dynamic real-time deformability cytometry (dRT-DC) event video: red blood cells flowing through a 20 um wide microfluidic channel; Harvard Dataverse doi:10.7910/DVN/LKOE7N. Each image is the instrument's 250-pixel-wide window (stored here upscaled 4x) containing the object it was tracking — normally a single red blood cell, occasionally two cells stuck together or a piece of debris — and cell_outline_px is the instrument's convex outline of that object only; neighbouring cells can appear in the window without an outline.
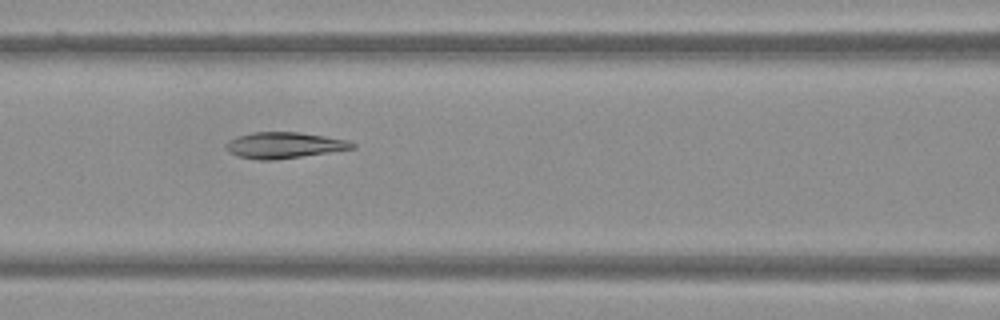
{"species": "Egyptian fruit bat (a non-hibernating species)", "species_latin": "Rousettus aegyptiacus", "temperature_condition": "warm", "stored_images_in_passage": 40, "camera_frame_rate_fps": 3000, "um_per_image_px": 0.085, "frame": {"image": 1, "passage_image": 12, "time_ms": 3.667, "image_size_px": [1000, 320], "cell_outline_px": [[356, 148], [272, 160], [260, 160], [236, 156], [228, 152], [224, 148], [224, 144], [228, 140], [236, 136], [252, 132], [300, 132], [348, 140], [356, 144]], "centroid_in_image_um": [24.09, 12.33], "position_along_channel_um": 142.5, "area_um2": 19.25}}
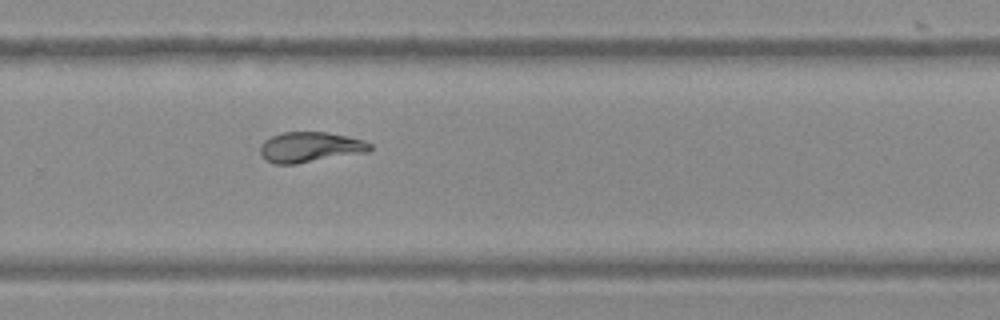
{"frame": {"image": 2, "passage_image": 24, "time_ms": 7.667, "image_size_px": [1000, 320], "cell_outline_px": [[372, 148], [368, 152], [296, 164], [276, 164], [264, 160], [260, 152], [260, 144], [264, 140], [272, 136], [284, 132], [328, 132], [348, 136], [364, 140], [372, 144]], "centroid_in_image_um": [26.36, 12.51], "position_along_channel_um": 303.4, "area_um2": 19.59}}
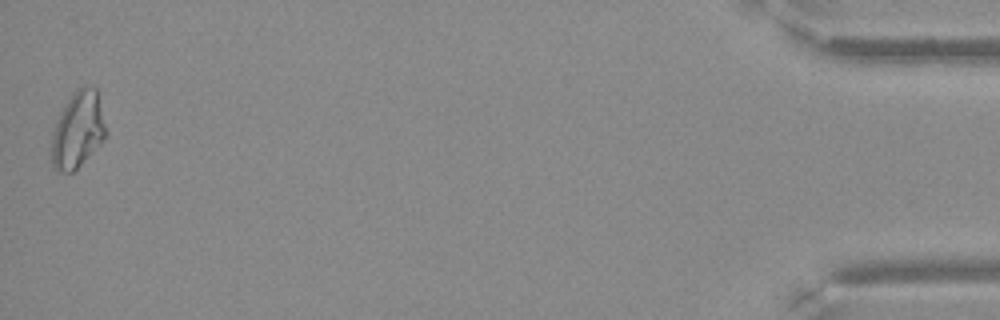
{"frame": {"image": 3, "passage_image": 40, "time_ms": 13.0, "image_size_px": [1000, 320], "cell_outline_px": [[108, 132], [104, 140], [72, 172], [56, 172], [52, 168], [52, 132], [56, 120], [60, 112], [72, 92], [76, 88], [84, 84], [96, 88]], "centroid_in_image_um": [6.61, 11.01], "position_along_channel_um": 428.6, "area_um2": 24.39}}